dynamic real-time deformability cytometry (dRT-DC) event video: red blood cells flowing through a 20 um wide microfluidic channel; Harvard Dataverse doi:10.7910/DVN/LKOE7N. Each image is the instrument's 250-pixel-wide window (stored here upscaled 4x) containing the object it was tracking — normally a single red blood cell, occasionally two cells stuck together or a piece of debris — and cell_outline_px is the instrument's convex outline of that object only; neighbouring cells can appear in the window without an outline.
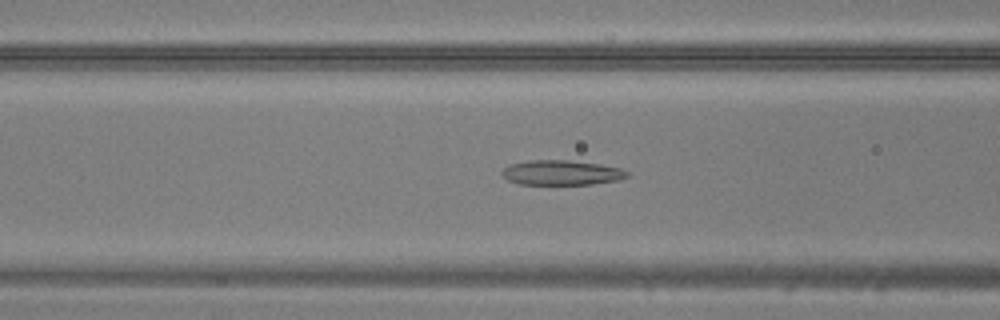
{"species": "common noctule bat (a hibernating species)", "species_latin": "Nyctalus noctula", "temperature_condition": "warm", "stored_images_in_passage": 31, "camera_frame_rate_fps": 3000, "um_per_image_px": 0.085, "animal": {"sex": "male", "body_mass_g": 20.5, "forearm_length_mm": 52.5}, "frame": {"image": 1, "passage_image": 4, "time_ms": 1.0, "image_size_px": [1000, 320], "cell_outline_px": [[628, 176], [620, 180], [592, 184], [520, 184], [508, 180], [500, 172], [508, 164], [528, 160], [568, 160], [600, 164], [620, 168], [628, 172]], "centroid_in_image_um": [47.72, 14.67], "position_along_channel_um": 118.9, "area_um2": 18.15}}
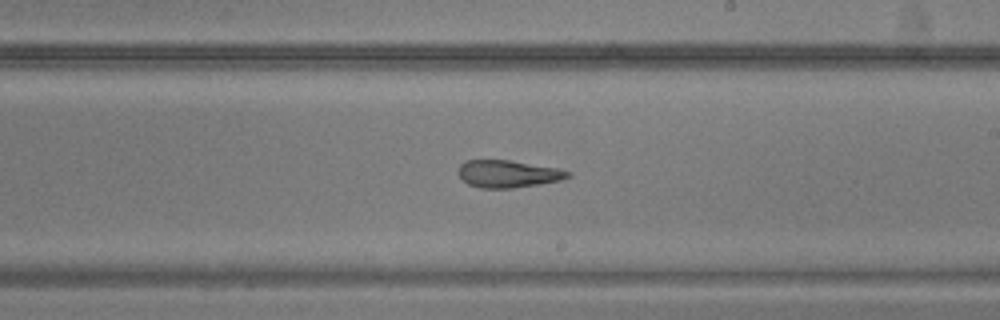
{"frame": {"image": 2, "passage_image": 13, "time_ms": 4.0, "image_size_px": [1000, 320], "cell_outline_px": [[572, 176], [560, 180], [512, 188], [480, 188], [468, 184], [460, 176], [460, 164], [464, 160], [508, 160], [556, 168], [572, 172]], "centroid_in_image_um": [43.18, 14.77], "position_along_channel_um": 245.8, "area_um2": 17.17}}
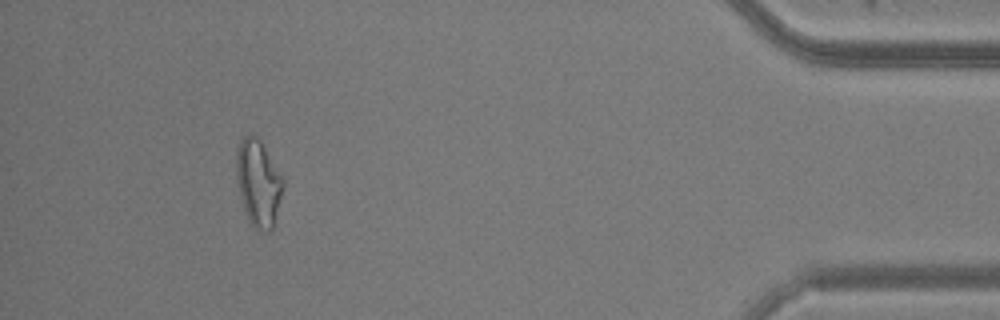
{"frame": {"image": 3, "passage_image": 29, "time_ms": 9.333, "image_size_px": [1000, 320], "cell_outline_px": [[284, 184], [272, 232], [256, 232], [248, 220], [240, 196], [236, 180], [236, 148], [240, 140], [248, 132], [256, 136], [260, 140], [284, 180]], "centroid_in_image_um": [21.93, 15.58], "position_along_channel_um": 413.3, "area_um2": 23.87}}